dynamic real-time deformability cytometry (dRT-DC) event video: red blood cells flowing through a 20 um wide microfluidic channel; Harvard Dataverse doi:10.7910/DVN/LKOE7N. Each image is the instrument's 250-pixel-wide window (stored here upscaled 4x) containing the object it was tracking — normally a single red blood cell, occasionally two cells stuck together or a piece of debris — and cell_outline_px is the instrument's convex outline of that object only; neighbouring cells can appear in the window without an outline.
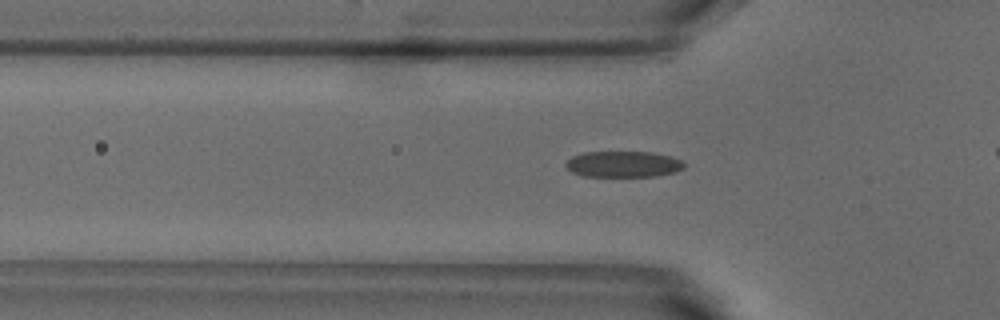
{"species": "common noctule bat (a hibernating species)", "species_latin": "Nyctalus noctula", "temperature_condition": "warm", "stored_images_in_passage": 38, "camera_frame_rate_fps": 3000, "um_per_image_px": 0.085, "animal": {"sex": "male", "body_mass_g": 18.8}, "frame": {"image": 1, "passage_image": 12, "time_ms": 3.667, "image_size_px": [1000, 320], "cell_outline_px": [[684, 168], [676, 172], [656, 176], [584, 176], [572, 172], [564, 164], [572, 156], [584, 152], [652, 152], [672, 156], [680, 160], [684, 164]], "centroid_in_image_um": [52.99, 13.95], "position_along_channel_um": 72.8, "area_um2": 17.98}}